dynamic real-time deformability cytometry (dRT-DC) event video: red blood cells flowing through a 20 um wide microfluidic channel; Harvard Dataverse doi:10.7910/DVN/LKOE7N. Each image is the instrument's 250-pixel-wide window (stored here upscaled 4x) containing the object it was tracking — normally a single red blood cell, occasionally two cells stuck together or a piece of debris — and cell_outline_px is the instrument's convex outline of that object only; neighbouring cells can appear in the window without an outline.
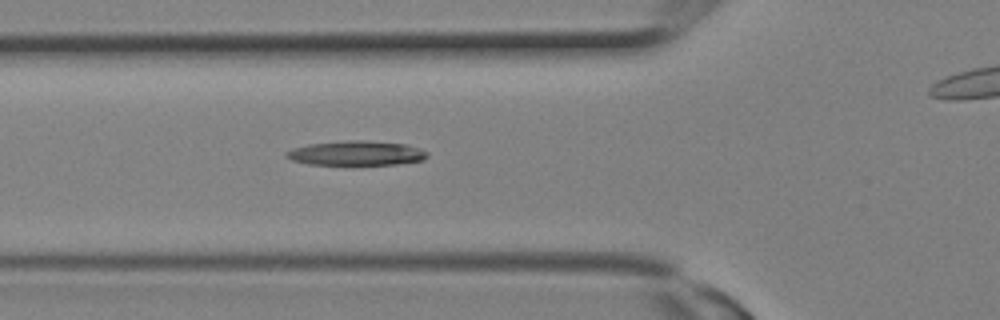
{"species": "Egyptian fruit bat (a non-hibernating species)", "species_latin": "Rousettus aegyptiacus", "temperature_condition": "room temperature", "stored_images_in_passage": 8, "camera_frame_rate_fps": 3000, "um_per_image_px": 0.085, "animal": {"sex": "female"}, "frame": {"image": 1, "passage_image": 7, "time_ms": 2.0, "image_size_px": [1000, 320], "cell_outline_px": [[428, 156], [424, 160], [396, 164], [308, 164], [292, 160], [284, 156], [284, 152], [292, 148], [308, 144], [348, 140], [364, 140], [404, 144], [420, 148], [428, 152]], "centroid_in_image_um": [30.27, 13.01], "position_along_channel_um": 95.5, "area_um2": 20.11}}